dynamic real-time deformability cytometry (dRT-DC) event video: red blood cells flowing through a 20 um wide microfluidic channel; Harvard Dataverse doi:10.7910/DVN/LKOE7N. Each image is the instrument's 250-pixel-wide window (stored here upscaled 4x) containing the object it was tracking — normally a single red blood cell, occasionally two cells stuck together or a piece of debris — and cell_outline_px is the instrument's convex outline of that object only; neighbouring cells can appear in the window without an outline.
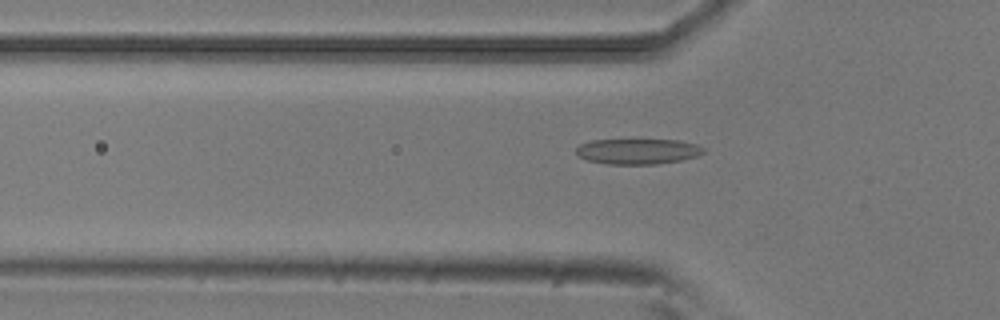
{"species": "common noctule bat (a hibernating species)", "species_latin": "Nyctalus noctula", "temperature_condition": "room temperature", "stored_images_in_passage": 38, "camera_frame_rate_fps": 3000, "um_per_image_px": 0.085, "animal": {"sex": "male", "body_mass_g": 20.5, "forearm_length_mm": 52.5}, "frame": {"image": 1, "passage_image": 12, "time_ms": 3.667, "image_size_px": [1000, 320], "cell_outline_px": [[704, 152], [696, 156], [680, 160], [656, 164], [608, 164], [588, 160], [580, 156], [576, 152], [576, 148], [580, 144], [592, 140], [680, 140], [696, 144], [704, 148]], "centroid_in_image_um": [54.21, 12.86], "position_along_channel_um": 71.6, "area_um2": 18.73}}
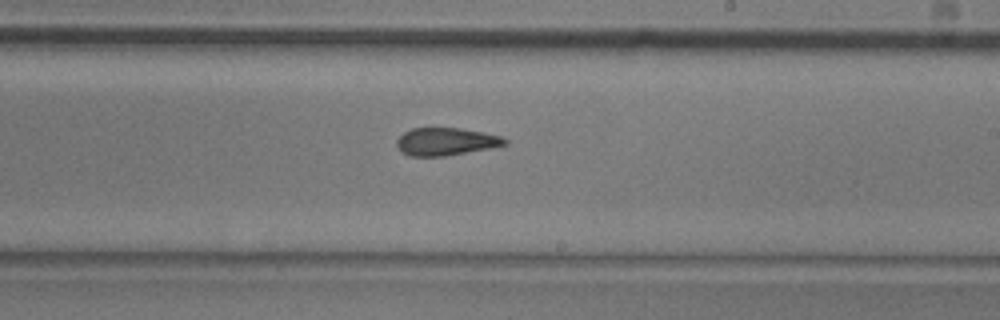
{"frame": {"image": 2, "passage_image": 26, "time_ms": 8.333, "image_size_px": [1000, 320], "cell_outline_px": [[508, 144], [492, 148], [444, 156], [412, 156], [404, 152], [396, 144], [396, 140], [404, 132], [412, 128], [460, 128], [484, 132], [500, 136], [508, 140]], "centroid_in_image_um": [37.94, 12.03], "position_along_channel_um": 251.1, "area_um2": 17.34}}
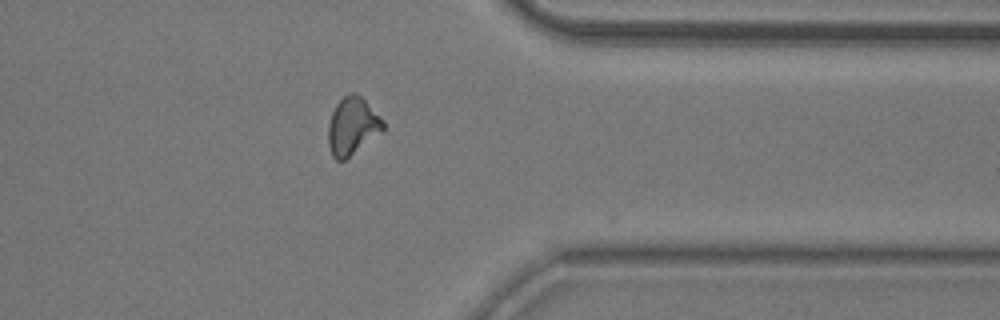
{"frame": {"image": 3, "passage_image": 37, "time_ms": 12.0, "image_size_px": [1000, 320], "cell_outline_px": [[384, 132], [344, 160], [336, 160], [332, 156], [328, 144], [328, 124], [332, 112], [336, 104], [344, 96], [352, 92], [356, 92], [384, 120]], "centroid_in_image_um": [29.96, 10.73], "position_along_channel_um": 381.4, "area_um2": 18.5}, "authors_computed_cell_mechanics": {"area_um2": 18.2937, "velocity_mm_per_s": 3.8134, "shape_relaxation_time_tau1_ms": 8.3994, "shape_relaxation_time_tau2_ms": 2.3955, "deformation_change_tau1": 0.183, "deformation_change_tau2": 0.0791}}